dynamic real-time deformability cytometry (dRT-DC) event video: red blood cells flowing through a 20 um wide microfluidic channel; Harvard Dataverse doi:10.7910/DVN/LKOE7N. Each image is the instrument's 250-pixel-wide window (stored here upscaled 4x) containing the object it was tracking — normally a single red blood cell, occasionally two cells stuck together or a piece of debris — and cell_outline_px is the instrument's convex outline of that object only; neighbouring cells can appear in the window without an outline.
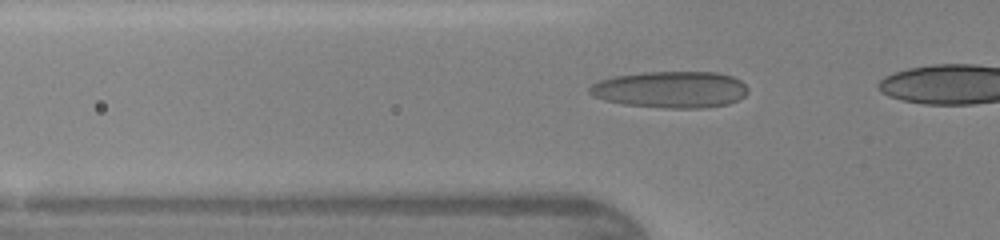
{"species": "human", "species_latin": "Homo sapiens", "temperature_condition": "warm", "stored_images_in_passage": 30, "camera_frame_rate_fps": 3000, "um_per_image_px": 0.085, "donor": {"sex": "female"}, "frame": {"image": 1, "passage_image": 9, "time_ms": 2.667, "image_size_px": [1000, 240], "cell_outline_px": [[748, 92], [744, 96], [728, 104], [704, 108], [664, 108], [624, 104], [604, 100], [592, 96], [588, 92], [588, 88], [592, 84], [600, 80], [616, 76], [644, 72], [716, 72], [732, 76], [740, 80], [748, 88]], "centroid_in_image_um": [57.0, 7.61], "position_along_channel_um": 68.8, "area_um2": 33.87}}
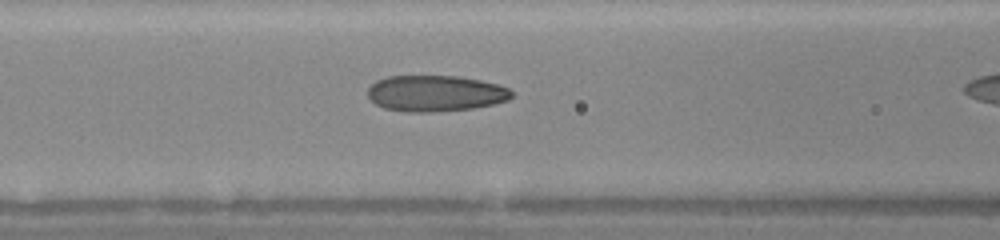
{"frame": {"image": 2, "passage_image": 13, "time_ms": 4.0, "image_size_px": [1000, 240], "cell_outline_px": [[512, 96], [508, 100], [492, 104], [472, 108], [428, 112], [404, 112], [384, 108], [376, 104], [368, 96], [368, 88], [376, 80], [388, 76], [460, 76], [500, 84], [508, 88], [512, 92]], "centroid_in_image_um": [37.0, 7.93], "position_along_channel_um": 129.6, "area_um2": 30.29}}
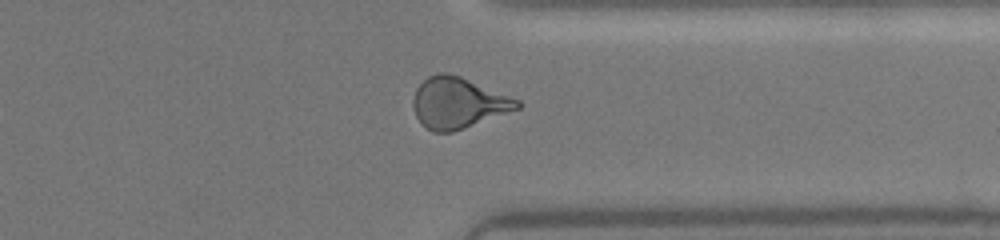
{"frame": {"image": 3, "passage_image": 29, "time_ms": 9.333, "image_size_px": [1000, 240], "cell_outline_px": [[520, 108], [464, 128], [452, 132], [432, 132], [420, 124], [412, 108], [412, 100], [416, 88], [428, 76], [440, 72], [444, 72], [460, 76], [520, 100]], "centroid_in_image_um": [38.89, 8.75], "position_along_channel_um": 372.5, "area_um2": 30.87}}